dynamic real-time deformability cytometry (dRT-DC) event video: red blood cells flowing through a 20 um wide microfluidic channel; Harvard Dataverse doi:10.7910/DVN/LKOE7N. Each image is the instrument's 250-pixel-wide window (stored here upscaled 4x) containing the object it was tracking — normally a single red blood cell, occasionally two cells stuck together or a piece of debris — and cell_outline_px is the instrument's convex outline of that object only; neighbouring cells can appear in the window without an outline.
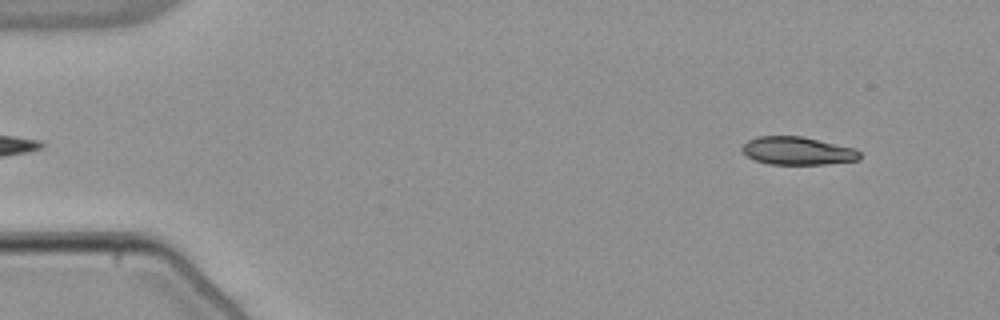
{"species": "common noctule bat (a hibernating species)", "species_latin": "Nyctalus noctula", "temperature_condition": "warm", "stored_images_in_passage": 53, "camera_frame_rate_fps": 3000, "um_per_image_px": 0.085, "animal": {"sex": "male", "body_mass_g": 21.5, "forearm_length_mm": 52.0}, "frame": {"image": 1, "passage_image": 5, "time_ms": 1.333, "image_size_px": [1000, 320], "cell_outline_px": [[860, 160], [824, 164], [768, 164], [756, 160], [748, 156], [740, 148], [748, 140], [756, 136], [804, 136], [856, 148], [860, 152]], "centroid_in_image_um": [67.82, 12.81], "position_along_channel_um": 17.2, "area_um2": 19.31}}
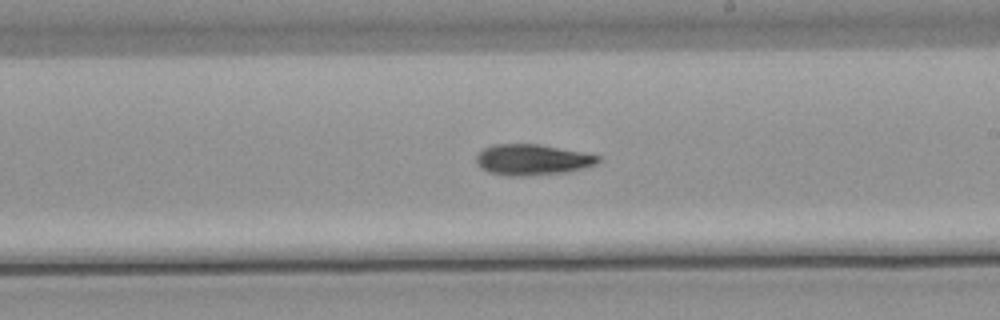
{"frame": {"image": 2, "passage_image": 31, "time_ms": 10.0, "image_size_px": [1000, 320], "cell_outline_px": [[600, 160], [596, 164], [584, 168], [568, 172], [524, 176], [508, 176], [488, 172], [480, 168], [476, 164], [476, 156], [484, 148], [492, 144], [536, 144], [584, 152], [600, 156]], "centroid_in_image_um": [45.23, 13.58], "position_along_channel_um": 243.8, "area_um2": 22.02}}
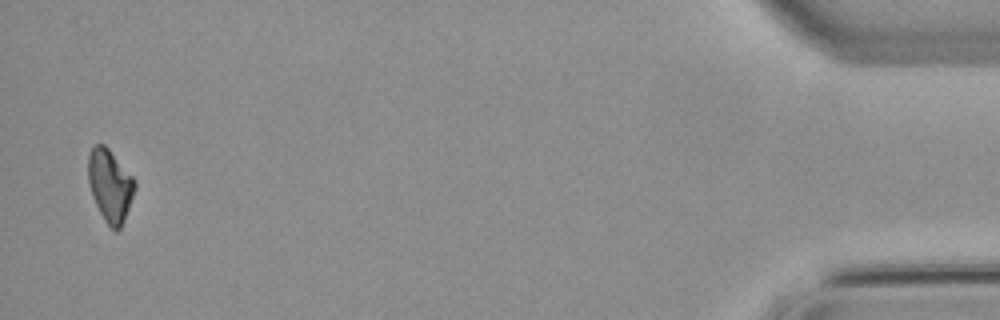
{"frame": {"image": 3, "passage_image": 52, "time_ms": 17.0, "image_size_px": [1000, 320], "cell_outline_px": [[136, 188], [124, 220], [120, 228], [116, 232], [104, 220], [92, 196], [88, 180], [88, 156], [92, 148], [96, 144], [104, 144], [108, 148], [136, 180]], "centroid_in_image_um": [9.36, 15.76], "position_along_channel_um": 425.8, "area_um2": 19.54}}